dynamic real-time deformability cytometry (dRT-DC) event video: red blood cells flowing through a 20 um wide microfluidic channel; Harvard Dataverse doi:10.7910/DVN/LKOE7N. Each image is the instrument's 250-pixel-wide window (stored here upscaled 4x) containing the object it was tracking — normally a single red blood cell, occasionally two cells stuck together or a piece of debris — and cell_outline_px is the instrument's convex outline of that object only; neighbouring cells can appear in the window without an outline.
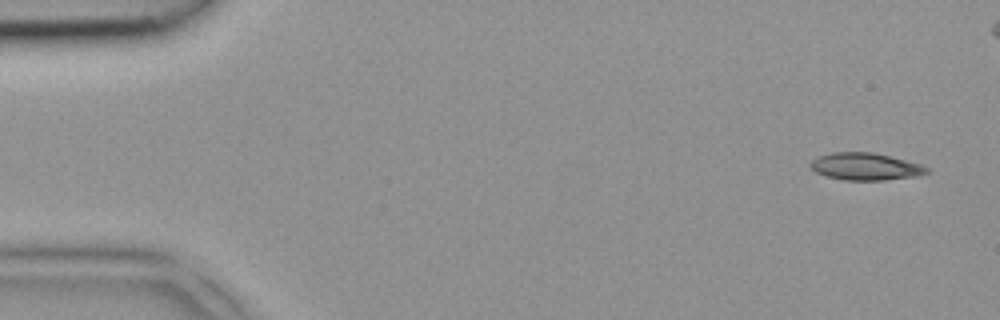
{"species": "common noctule bat (a hibernating species)", "species_latin": "Nyctalus noctula", "temperature_condition": "room temperature", "stored_images_in_passage": 5, "camera_frame_rate_fps": 3000, "um_per_image_px": 0.085, "animal": {"sex": "female", "body_mass_g": 18.4}, "frame": {"image": 1, "passage_image": 1, "time_ms": 0.0, "image_size_px": [1000, 320], "cell_outline_px": [[932, 172], [916, 176], [884, 180], [844, 180], [824, 176], [816, 172], [808, 164], [812, 160], [820, 156], [832, 152], [872, 152], [920, 164], [928, 168]], "centroid_in_image_um": [73.55, 14.16], "position_along_channel_um": 11.5, "area_um2": 18.38}}